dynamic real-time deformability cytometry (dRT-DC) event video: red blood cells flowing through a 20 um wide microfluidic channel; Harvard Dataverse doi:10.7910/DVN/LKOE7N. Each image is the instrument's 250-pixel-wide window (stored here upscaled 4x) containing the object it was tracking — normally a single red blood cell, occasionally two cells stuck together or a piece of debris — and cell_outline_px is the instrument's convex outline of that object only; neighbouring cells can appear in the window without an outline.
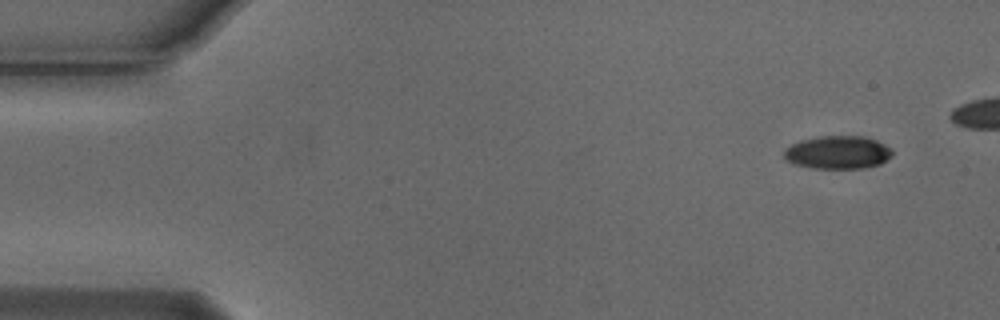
{"species": "Egyptian fruit bat (a non-hibernating species)", "species_latin": "Rousettus aegyptiacus", "temperature_condition": "cold", "stored_images_in_passage": 6, "camera_frame_rate_fps": 3000, "um_per_image_px": 0.085, "animal": {"sex": "male"}, "frame": {"image": 1, "passage_image": 1, "time_ms": 0.0, "image_size_px": [1000, 320], "cell_outline_px": [[892, 156], [880, 164], [868, 168], [812, 168], [796, 164], [784, 160], [784, 148], [800, 140], [816, 136], [864, 136], [876, 140], [884, 144], [892, 152]], "centroid_in_image_um": [71.19, 12.95], "position_along_channel_um": 13.8, "area_um2": 20.98}}
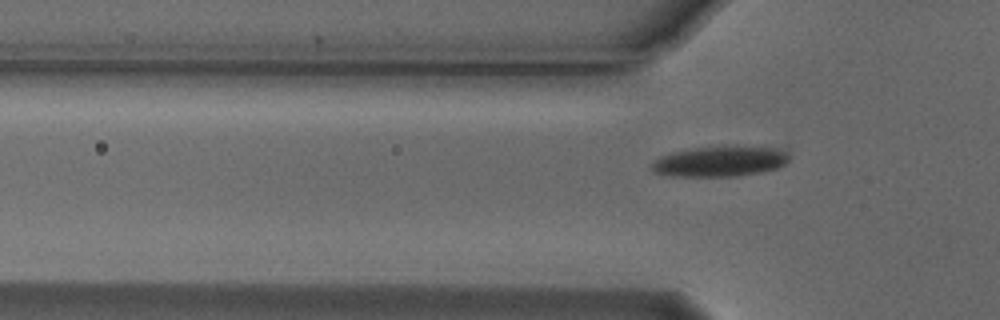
{"frame": {"image": 2, "passage_image": 6, "time_ms": 1.667, "image_size_px": [1000, 320], "cell_outline_px": [[788, 160], [784, 164], [776, 168], [760, 172], [736, 176], [672, 176], [652, 172], [652, 160], [660, 156], [672, 152], [696, 148], [724, 144], [736, 144], [776, 148], [788, 152]], "centroid_in_image_um": [61.19, 13.68], "position_along_channel_um": 64.6, "area_um2": 24.91}}